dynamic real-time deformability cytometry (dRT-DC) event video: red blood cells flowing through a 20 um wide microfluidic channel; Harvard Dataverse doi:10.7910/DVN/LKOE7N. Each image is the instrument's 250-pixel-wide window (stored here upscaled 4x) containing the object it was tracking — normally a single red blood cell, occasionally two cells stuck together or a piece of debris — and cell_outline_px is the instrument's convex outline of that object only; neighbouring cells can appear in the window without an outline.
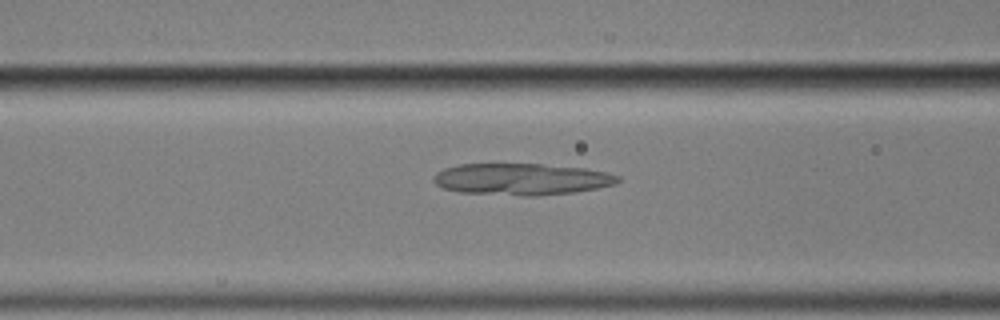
{"species": "common noctule bat (a hibernating species)", "species_latin": "Nyctalus noctula", "temperature_condition": "cold", "stored_images_in_passage": 57, "camera_frame_rate_fps": 3000, "um_per_image_px": 0.085, "animal": {"sex": "male", "body_mass_g": 17.9}, "frame": {"image": 1, "passage_image": 23, "time_ms": 7.333, "image_size_px": [1000, 320], "cell_outline_px": [[620, 180], [616, 184], [596, 188], [572, 192], [536, 196], [520, 196], [460, 192], [444, 188], [436, 184], [432, 180], [432, 176], [436, 172], [444, 168], [460, 164], [544, 164], [584, 168], [604, 172], [620, 176]], "centroid_in_image_um": [44.3, 15.23], "position_along_channel_um": 122.3, "area_um2": 34.04}}
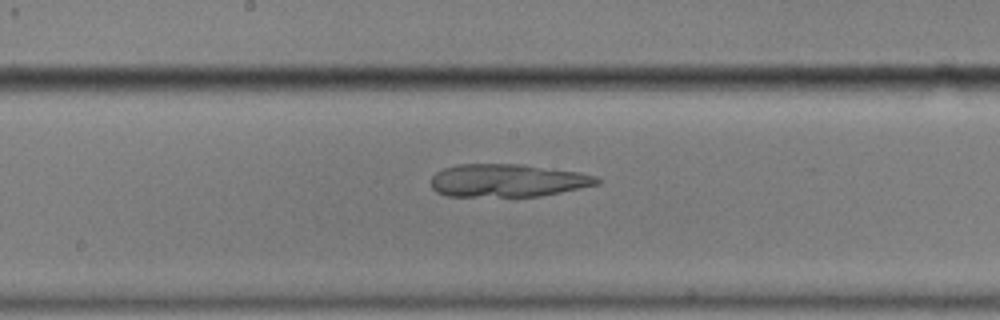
{"frame": {"image": 2, "passage_image": 30, "time_ms": 9.667, "image_size_px": [1000, 320], "cell_outline_px": [[600, 184], [540, 196], [444, 196], [436, 192], [432, 188], [432, 176], [436, 172], [444, 168], [456, 164], [520, 164], [576, 172], [596, 176], [600, 180]], "centroid_in_image_um": [43.1, 15.34], "position_along_channel_um": 205.1, "area_um2": 31.67}}
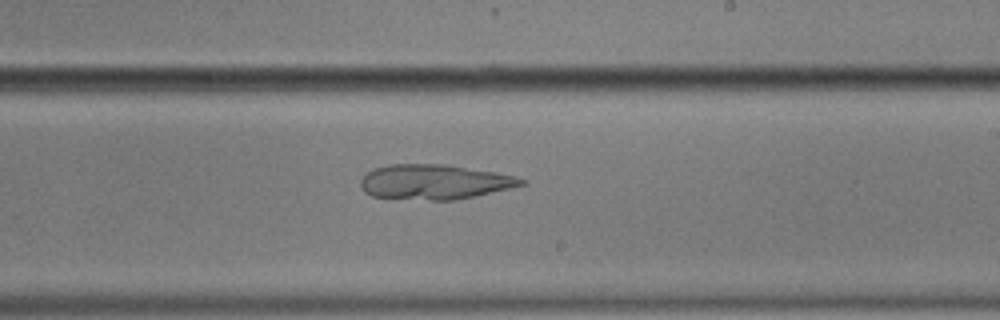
{"frame": {"image": 3, "passage_image": 34, "time_ms": 11.0, "image_size_px": [1000, 320], "cell_outline_px": [[524, 184], [476, 196], [452, 200], [432, 200], [372, 196], [364, 192], [360, 184], [360, 180], [372, 168], [388, 164], [444, 164], [496, 172], [516, 176], [524, 180]], "centroid_in_image_um": [36.89, 15.45], "position_along_channel_um": 252.1, "area_um2": 32.43}}